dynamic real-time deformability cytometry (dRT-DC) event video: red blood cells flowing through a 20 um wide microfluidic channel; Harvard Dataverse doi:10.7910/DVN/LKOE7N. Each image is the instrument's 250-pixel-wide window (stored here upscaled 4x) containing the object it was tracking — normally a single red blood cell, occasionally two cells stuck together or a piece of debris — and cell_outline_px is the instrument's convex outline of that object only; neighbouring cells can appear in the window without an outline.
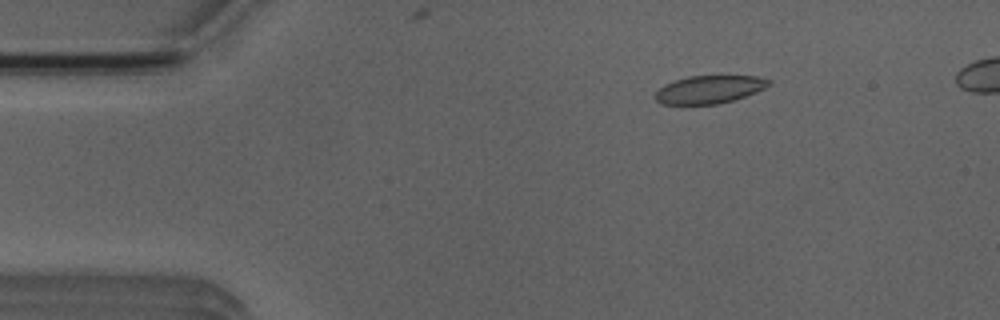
{"species": "Egyptian fruit bat (a non-hibernating species)", "species_latin": "Rousettus aegyptiacus", "temperature_condition": "room temperature", "stored_images_in_passage": 5, "camera_frame_rate_fps": 3000, "um_per_image_px": 0.085, "animal": {"sex": "male"}, "frame": {"image": 1, "passage_image": 3, "time_ms": 2.333, "image_size_px": [1000, 320], "cell_outline_px": [[772, 84], [756, 92], [732, 100], [716, 104], [664, 104], [656, 100], [652, 96], [664, 84], [688, 76], [756, 76], [772, 80]], "centroid_in_image_um": [60.29, 7.6], "position_along_channel_um": 24.7, "area_um2": 18.38}}